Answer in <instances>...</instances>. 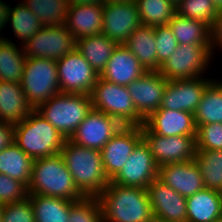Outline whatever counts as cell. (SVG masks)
I'll return each instance as SVG.
<instances>
[{"label":"cell","instance_id":"8992f818","mask_svg":"<svg viewBox=\"0 0 222 222\" xmlns=\"http://www.w3.org/2000/svg\"><path fill=\"white\" fill-rule=\"evenodd\" d=\"M92 107L115 118L123 126H142L129 89L98 77L90 93Z\"/></svg>","mask_w":222,"mask_h":222},{"label":"cell","instance_id":"f35d334b","mask_svg":"<svg viewBox=\"0 0 222 222\" xmlns=\"http://www.w3.org/2000/svg\"><path fill=\"white\" fill-rule=\"evenodd\" d=\"M156 50H157V71L160 66L175 52L178 43L169 27V25H161L154 27Z\"/></svg>","mask_w":222,"mask_h":222},{"label":"cell","instance_id":"d590c367","mask_svg":"<svg viewBox=\"0 0 222 222\" xmlns=\"http://www.w3.org/2000/svg\"><path fill=\"white\" fill-rule=\"evenodd\" d=\"M176 10L179 16L202 21L210 27L218 15V8L212 0H181Z\"/></svg>","mask_w":222,"mask_h":222},{"label":"cell","instance_id":"f1b7e54d","mask_svg":"<svg viewBox=\"0 0 222 222\" xmlns=\"http://www.w3.org/2000/svg\"><path fill=\"white\" fill-rule=\"evenodd\" d=\"M34 159L12 142L0 151V173L19 180L26 187L30 184Z\"/></svg>","mask_w":222,"mask_h":222},{"label":"cell","instance_id":"44dd1931","mask_svg":"<svg viewBox=\"0 0 222 222\" xmlns=\"http://www.w3.org/2000/svg\"><path fill=\"white\" fill-rule=\"evenodd\" d=\"M146 72L136 56L124 44H118L99 77L127 87Z\"/></svg>","mask_w":222,"mask_h":222},{"label":"cell","instance_id":"9c48e42d","mask_svg":"<svg viewBox=\"0 0 222 222\" xmlns=\"http://www.w3.org/2000/svg\"><path fill=\"white\" fill-rule=\"evenodd\" d=\"M22 48L27 57L57 61L77 48V40L65 25L42 27Z\"/></svg>","mask_w":222,"mask_h":222},{"label":"cell","instance_id":"bcb514c9","mask_svg":"<svg viewBox=\"0 0 222 222\" xmlns=\"http://www.w3.org/2000/svg\"><path fill=\"white\" fill-rule=\"evenodd\" d=\"M3 208H4V205H3V204H0V222L2 221Z\"/></svg>","mask_w":222,"mask_h":222},{"label":"cell","instance_id":"603a6c76","mask_svg":"<svg viewBox=\"0 0 222 222\" xmlns=\"http://www.w3.org/2000/svg\"><path fill=\"white\" fill-rule=\"evenodd\" d=\"M103 3L69 4L66 28L76 40L102 34Z\"/></svg>","mask_w":222,"mask_h":222},{"label":"cell","instance_id":"d4e9b609","mask_svg":"<svg viewBox=\"0 0 222 222\" xmlns=\"http://www.w3.org/2000/svg\"><path fill=\"white\" fill-rule=\"evenodd\" d=\"M187 222H215L222 218V194L203 189L186 198Z\"/></svg>","mask_w":222,"mask_h":222},{"label":"cell","instance_id":"8fae6325","mask_svg":"<svg viewBox=\"0 0 222 222\" xmlns=\"http://www.w3.org/2000/svg\"><path fill=\"white\" fill-rule=\"evenodd\" d=\"M141 131L158 167L194 159L196 136H160L150 132L144 125L141 126Z\"/></svg>","mask_w":222,"mask_h":222},{"label":"cell","instance_id":"c3c4849f","mask_svg":"<svg viewBox=\"0 0 222 222\" xmlns=\"http://www.w3.org/2000/svg\"><path fill=\"white\" fill-rule=\"evenodd\" d=\"M171 1L172 3H174L175 5H177L181 0H169Z\"/></svg>","mask_w":222,"mask_h":222},{"label":"cell","instance_id":"cb8c5ba5","mask_svg":"<svg viewBox=\"0 0 222 222\" xmlns=\"http://www.w3.org/2000/svg\"><path fill=\"white\" fill-rule=\"evenodd\" d=\"M33 110L20 83L0 81V122L15 125Z\"/></svg>","mask_w":222,"mask_h":222},{"label":"cell","instance_id":"52a82bcc","mask_svg":"<svg viewBox=\"0 0 222 222\" xmlns=\"http://www.w3.org/2000/svg\"><path fill=\"white\" fill-rule=\"evenodd\" d=\"M20 84L27 101L36 109L61 92L56 61L27 57Z\"/></svg>","mask_w":222,"mask_h":222},{"label":"cell","instance_id":"d6986e66","mask_svg":"<svg viewBox=\"0 0 222 222\" xmlns=\"http://www.w3.org/2000/svg\"><path fill=\"white\" fill-rule=\"evenodd\" d=\"M143 125L160 136H196L194 114L186 111L159 108L153 111Z\"/></svg>","mask_w":222,"mask_h":222},{"label":"cell","instance_id":"836d02e7","mask_svg":"<svg viewBox=\"0 0 222 222\" xmlns=\"http://www.w3.org/2000/svg\"><path fill=\"white\" fill-rule=\"evenodd\" d=\"M41 21L43 27L65 25L69 0H21Z\"/></svg>","mask_w":222,"mask_h":222},{"label":"cell","instance_id":"2e32d148","mask_svg":"<svg viewBox=\"0 0 222 222\" xmlns=\"http://www.w3.org/2000/svg\"><path fill=\"white\" fill-rule=\"evenodd\" d=\"M153 217L163 222H187L186 198L155 178L146 188Z\"/></svg>","mask_w":222,"mask_h":222},{"label":"cell","instance_id":"74e56055","mask_svg":"<svg viewBox=\"0 0 222 222\" xmlns=\"http://www.w3.org/2000/svg\"><path fill=\"white\" fill-rule=\"evenodd\" d=\"M196 150H222V123L196 126Z\"/></svg>","mask_w":222,"mask_h":222},{"label":"cell","instance_id":"5bb4252c","mask_svg":"<svg viewBox=\"0 0 222 222\" xmlns=\"http://www.w3.org/2000/svg\"><path fill=\"white\" fill-rule=\"evenodd\" d=\"M143 139L141 126H122L103 146V168L111 181L122 169L136 145Z\"/></svg>","mask_w":222,"mask_h":222},{"label":"cell","instance_id":"9a60e30c","mask_svg":"<svg viewBox=\"0 0 222 222\" xmlns=\"http://www.w3.org/2000/svg\"><path fill=\"white\" fill-rule=\"evenodd\" d=\"M122 126L115 118L92 108L70 140L77 145L101 150Z\"/></svg>","mask_w":222,"mask_h":222},{"label":"cell","instance_id":"ba28073f","mask_svg":"<svg viewBox=\"0 0 222 222\" xmlns=\"http://www.w3.org/2000/svg\"><path fill=\"white\" fill-rule=\"evenodd\" d=\"M213 58L211 45H178L158 72L167 80L207 77L206 71L212 65Z\"/></svg>","mask_w":222,"mask_h":222},{"label":"cell","instance_id":"ab89813d","mask_svg":"<svg viewBox=\"0 0 222 222\" xmlns=\"http://www.w3.org/2000/svg\"><path fill=\"white\" fill-rule=\"evenodd\" d=\"M27 197V187L22 182L0 173V204L19 203Z\"/></svg>","mask_w":222,"mask_h":222},{"label":"cell","instance_id":"e0dca14e","mask_svg":"<svg viewBox=\"0 0 222 222\" xmlns=\"http://www.w3.org/2000/svg\"><path fill=\"white\" fill-rule=\"evenodd\" d=\"M212 76L200 78L168 80L161 100L160 108L195 113Z\"/></svg>","mask_w":222,"mask_h":222},{"label":"cell","instance_id":"d6a6232c","mask_svg":"<svg viewBox=\"0 0 222 222\" xmlns=\"http://www.w3.org/2000/svg\"><path fill=\"white\" fill-rule=\"evenodd\" d=\"M194 160L205 188L222 194V150H196Z\"/></svg>","mask_w":222,"mask_h":222},{"label":"cell","instance_id":"7a4b0ae2","mask_svg":"<svg viewBox=\"0 0 222 222\" xmlns=\"http://www.w3.org/2000/svg\"><path fill=\"white\" fill-rule=\"evenodd\" d=\"M60 154L78 190L85 197H98L110 182L103 168L101 151L66 139Z\"/></svg>","mask_w":222,"mask_h":222},{"label":"cell","instance_id":"681fc988","mask_svg":"<svg viewBox=\"0 0 222 222\" xmlns=\"http://www.w3.org/2000/svg\"><path fill=\"white\" fill-rule=\"evenodd\" d=\"M152 222H163V221H159V220L154 219Z\"/></svg>","mask_w":222,"mask_h":222},{"label":"cell","instance_id":"4316f807","mask_svg":"<svg viewBox=\"0 0 222 222\" xmlns=\"http://www.w3.org/2000/svg\"><path fill=\"white\" fill-rule=\"evenodd\" d=\"M118 44L106 35L99 34L78 39L76 49L100 75Z\"/></svg>","mask_w":222,"mask_h":222},{"label":"cell","instance_id":"4fadbf2b","mask_svg":"<svg viewBox=\"0 0 222 222\" xmlns=\"http://www.w3.org/2000/svg\"><path fill=\"white\" fill-rule=\"evenodd\" d=\"M158 169L148 144L142 139L111 182L119 186L146 189L158 177Z\"/></svg>","mask_w":222,"mask_h":222},{"label":"cell","instance_id":"7bdbcfd3","mask_svg":"<svg viewBox=\"0 0 222 222\" xmlns=\"http://www.w3.org/2000/svg\"><path fill=\"white\" fill-rule=\"evenodd\" d=\"M14 142V125L0 122V151Z\"/></svg>","mask_w":222,"mask_h":222},{"label":"cell","instance_id":"ac0fdd59","mask_svg":"<svg viewBox=\"0 0 222 222\" xmlns=\"http://www.w3.org/2000/svg\"><path fill=\"white\" fill-rule=\"evenodd\" d=\"M167 81L158 71H147L127 86L136 111L144 120L160 108Z\"/></svg>","mask_w":222,"mask_h":222},{"label":"cell","instance_id":"f6af8a7d","mask_svg":"<svg viewBox=\"0 0 222 222\" xmlns=\"http://www.w3.org/2000/svg\"><path fill=\"white\" fill-rule=\"evenodd\" d=\"M215 6L219 9H222V0H212Z\"/></svg>","mask_w":222,"mask_h":222},{"label":"cell","instance_id":"b9f144b4","mask_svg":"<svg viewBox=\"0 0 222 222\" xmlns=\"http://www.w3.org/2000/svg\"><path fill=\"white\" fill-rule=\"evenodd\" d=\"M217 49V50H216ZM222 51V9L218 10L216 21L211 27V54L215 56V51Z\"/></svg>","mask_w":222,"mask_h":222},{"label":"cell","instance_id":"6da1fadb","mask_svg":"<svg viewBox=\"0 0 222 222\" xmlns=\"http://www.w3.org/2000/svg\"><path fill=\"white\" fill-rule=\"evenodd\" d=\"M103 222H152L154 220L147 190L119 186L111 181L98 196Z\"/></svg>","mask_w":222,"mask_h":222},{"label":"cell","instance_id":"e575fe53","mask_svg":"<svg viewBox=\"0 0 222 222\" xmlns=\"http://www.w3.org/2000/svg\"><path fill=\"white\" fill-rule=\"evenodd\" d=\"M142 25L161 26L177 14L176 5L169 0H134Z\"/></svg>","mask_w":222,"mask_h":222},{"label":"cell","instance_id":"1f68e13d","mask_svg":"<svg viewBox=\"0 0 222 222\" xmlns=\"http://www.w3.org/2000/svg\"><path fill=\"white\" fill-rule=\"evenodd\" d=\"M27 198L32 204L35 222H68L74 201L41 194L28 195Z\"/></svg>","mask_w":222,"mask_h":222},{"label":"cell","instance_id":"f546056e","mask_svg":"<svg viewBox=\"0 0 222 222\" xmlns=\"http://www.w3.org/2000/svg\"><path fill=\"white\" fill-rule=\"evenodd\" d=\"M196 126L222 123V79H215L205 88L194 113Z\"/></svg>","mask_w":222,"mask_h":222},{"label":"cell","instance_id":"30bf717a","mask_svg":"<svg viewBox=\"0 0 222 222\" xmlns=\"http://www.w3.org/2000/svg\"><path fill=\"white\" fill-rule=\"evenodd\" d=\"M56 64L61 93L90 95L99 75L77 49Z\"/></svg>","mask_w":222,"mask_h":222},{"label":"cell","instance_id":"484cf974","mask_svg":"<svg viewBox=\"0 0 222 222\" xmlns=\"http://www.w3.org/2000/svg\"><path fill=\"white\" fill-rule=\"evenodd\" d=\"M26 59L22 46L0 33V81L20 83Z\"/></svg>","mask_w":222,"mask_h":222},{"label":"cell","instance_id":"7402d4cb","mask_svg":"<svg viewBox=\"0 0 222 222\" xmlns=\"http://www.w3.org/2000/svg\"><path fill=\"white\" fill-rule=\"evenodd\" d=\"M7 24H11L12 32L20 41V46L43 27L38 17L21 1L11 6L10 3L0 0V33Z\"/></svg>","mask_w":222,"mask_h":222},{"label":"cell","instance_id":"5b68a950","mask_svg":"<svg viewBox=\"0 0 222 222\" xmlns=\"http://www.w3.org/2000/svg\"><path fill=\"white\" fill-rule=\"evenodd\" d=\"M92 108L90 95L60 92L35 110L65 139H70Z\"/></svg>","mask_w":222,"mask_h":222},{"label":"cell","instance_id":"4dcf8cb0","mask_svg":"<svg viewBox=\"0 0 222 222\" xmlns=\"http://www.w3.org/2000/svg\"><path fill=\"white\" fill-rule=\"evenodd\" d=\"M178 45H211V27L206 23L176 14L169 22Z\"/></svg>","mask_w":222,"mask_h":222},{"label":"cell","instance_id":"277c9868","mask_svg":"<svg viewBox=\"0 0 222 222\" xmlns=\"http://www.w3.org/2000/svg\"><path fill=\"white\" fill-rule=\"evenodd\" d=\"M65 140L35 109L14 125V142L34 160L61 153Z\"/></svg>","mask_w":222,"mask_h":222},{"label":"cell","instance_id":"83f0119b","mask_svg":"<svg viewBox=\"0 0 222 222\" xmlns=\"http://www.w3.org/2000/svg\"><path fill=\"white\" fill-rule=\"evenodd\" d=\"M123 44L147 71H157V50L153 26L140 25Z\"/></svg>","mask_w":222,"mask_h":222},{"label":"cell","instance_id":"60d3db41","mask_svg":"<svg viewBox=\"0 0 222 222\" xmlns=\"http://www.w3.org/2000/svg\"><path fill=\"white\" fill-rule=\"evenodd\" d=\"M1 222H35L34 210L28 198L4 205Z\"/></svg>","mask_w":222,"mask_h":222},{"label":"cell","instance_id":"3957f363","mask_svg":"<svg viewBox=\"0 0 222 222\" xmlns=\"http://www.w3.org/2000/svg\"><path fill=\"white\" fill-rule=\"evenodd\" d=\"M28 195L41 194L78 201L85 197L76 187L62 155L35 159Z\"/></svg>","mask_w":222,"mask_h":222},{"label":"cell","instance_id":"f907efd6","mask_svg":"<svg viewBox=\"0 0 222 222\" xmlns=\"http://www.w3.org/2000/svg\"><path fill=\"white\" fill-rule=\"evenodd\" d=\"M215 222H222V218H221V219H219V220H216Z\"/></svg>","mask_w":222,"mask_h":222},{"label":"cell","instance_id":"7c38bea8","mask_svg":"<svg viewBox=\"0 0 222 222\" xmlns=\"http://www.w3.org/2000/svg\"><path fill=\"white\" fill-rule=\"evenodd\" d=\"M142 25L134 0L103 3L102 34L123 44Z\"/></svg>","mask_w":222,"mask_h":222},{"label":"cell","instance_id":"ee69618b","mask_svg":"<svg viewBox=\"0 0 222 222\" xmlns=\"http://www.w3.org/2000/svg\"><path fill=\"white\" fill-rule=\"evenodd\" d=\"M69 3H72V4H95V3H103V0H69Z\"/></svg>","mask_w":222,"mask_h":222},{"label":"cell","instance_id":"ffe728a7","mask_svg":"<svg viewBox=\"0 0 222 222\" xmlns=\"http://www.w3.org/2000/svg\"><path fill=\"white\" fill-rule=\"evenodd\" d=\"M158 178L185 198L205 189L200 169L194 159L160 166Z\"/></svg>","mask_w":222,"mask_h":222},{"label":"cell","instance_id":"7dc6e473","mask_svg":"<svg viewBox=\"0 0 222 222\" xmlns=\"http://www.w3.org/2000/svg\"><path fill=\"white\" fill-rule=\"evenodd\" d=\"M115 1H127V0H103V3L115 2Z\"/></svg>","mask_w":222,"mask_h":222},{"label":"cell","instance_id":"8d00e7d4","mask_svg":"<svg viewBox=\"0 0 222 222\" xmlns=\"http://www.w3.org/2000/svg\"><path fill=\"white\" fill-rule=\"evenodd\" d=\"M68 222H103L102 207L98 197H83L70 206Z\"/></svg>","mask_w":222,"mask_h":222}]
</instances>
